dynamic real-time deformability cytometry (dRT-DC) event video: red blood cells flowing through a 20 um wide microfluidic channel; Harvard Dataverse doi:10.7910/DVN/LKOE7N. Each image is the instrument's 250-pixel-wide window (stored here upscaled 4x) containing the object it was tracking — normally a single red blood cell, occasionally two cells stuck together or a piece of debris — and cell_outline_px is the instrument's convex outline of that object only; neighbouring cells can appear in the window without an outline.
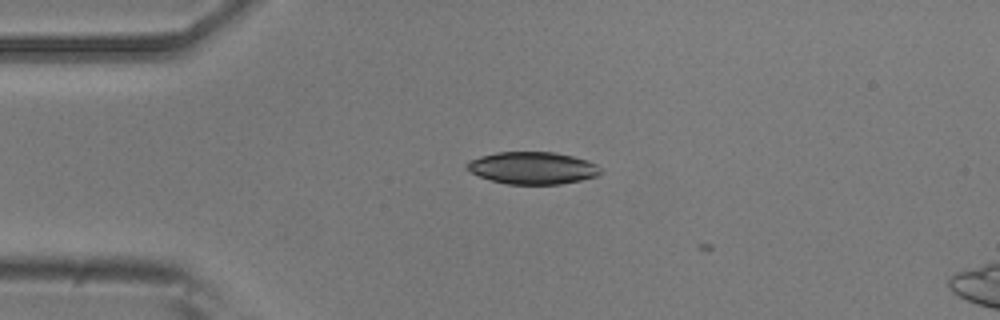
{"species": "common noctule bat (a hibernating species)", "species_latin": "Nyctalus noctula", "temperature_condition": "room temperature", "stored_images_in_passage": 6, "camera_frame_rate_fps": 3000, "um_per_image_px": 0.085, "animal": {"sex": "male", "body_mass_g": 20.5, "forearm_length_mm": 52.5}, "frame": {"image": 1, "passage_image": 5, "time_ms": 1.333, "image_size_px": [1000, 320], "cell_outline_px": [[604, 172], [596, 176], [580, 180], [560, 184], [508, 184], [492, 180], [480, 176], [464, 168], [464, 164], [468, 160], [480, 156], [496, 152], [552, 152], [572, 156], [588, 160], [596, 164]], "centroid_in_image_um": [45.25, 14.27], "position_along_channel_um": 39.7, "area_um2": 25.14}}